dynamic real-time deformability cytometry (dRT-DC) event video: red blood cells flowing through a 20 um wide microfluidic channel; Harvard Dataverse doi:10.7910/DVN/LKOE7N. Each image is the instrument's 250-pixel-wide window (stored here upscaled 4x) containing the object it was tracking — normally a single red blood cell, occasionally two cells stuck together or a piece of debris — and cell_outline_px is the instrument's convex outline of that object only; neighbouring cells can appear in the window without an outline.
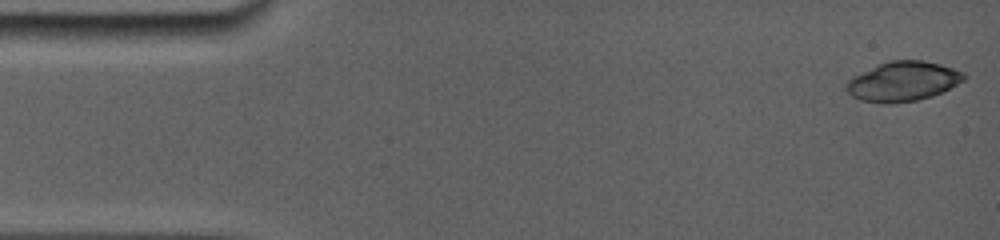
{"species": "common noctule bat (a hibernating species)", "species_latin": "Nyctalus noctula", "temperature_condition": "room temperature", "stored_images_in_passage": 12, "camera_frame_rate_fps": 5000, "um_per_image_px": 0.085, "animal": {"sex": "female", "body_mass_g": 19.0, "forearm_length_mm": 56.7}, "frame": {"image": 1, "passage_image": 1, "time_ms": 0.0, "image_size_px": [1000, 240], "cell_outline_px": [[964, 80], [932, 96], [916, 100], [888, 104], [860, 100], [852, 96], [844, 88], [844, 84], [848, 80], [888, 60], [924, 60], [940, 64], [964, 72]], "centroid_in_image_um": [76.73, 6.92], "position_along_channel_um": 8.3, "area_um2": 26.76}}
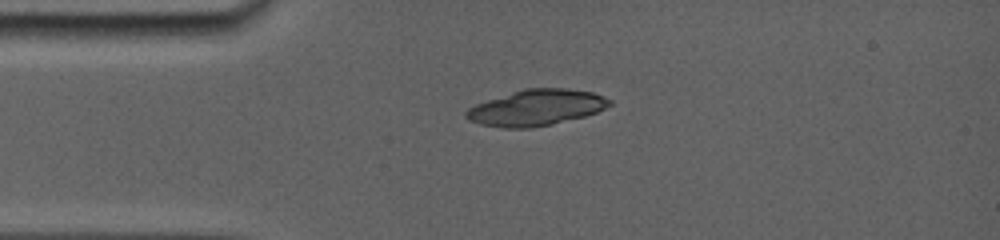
{"frame": {"image": 2, "passage_image": 10, "time_ms": 3.4, "image_size_px": [1000, 240], "cell_outline_px": [[612, 104], [596, 112], [584, 116], [552, 124], [528, 128], [508, 128], [480, 124], [464, 116], [464, 112], [468, 108], [476, 104], [524, 88], [568, 88], [592, 92], [612, 100]], "centroid_in_image_um": [45.59, 9.14], "position_along_channel_um": 39.4, "area_um2": 29.77}}